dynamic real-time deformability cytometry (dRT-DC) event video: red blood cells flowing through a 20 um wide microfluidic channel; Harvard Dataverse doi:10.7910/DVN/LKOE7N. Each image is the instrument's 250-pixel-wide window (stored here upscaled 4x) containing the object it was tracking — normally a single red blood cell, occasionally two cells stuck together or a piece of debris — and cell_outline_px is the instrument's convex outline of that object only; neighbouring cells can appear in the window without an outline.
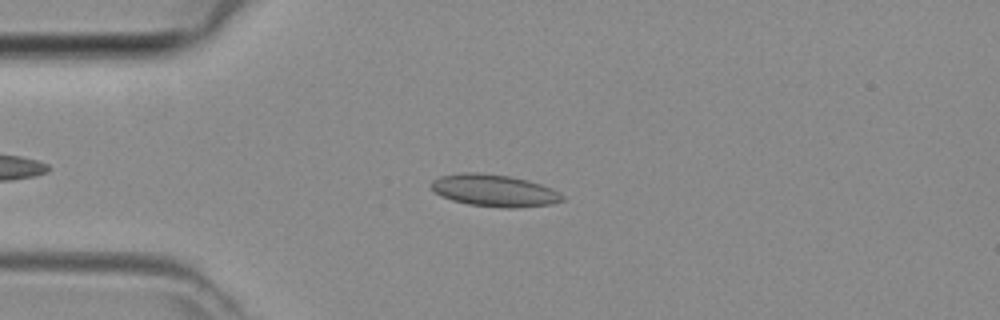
{"species": "common noctule bat (a hibernating species)", "species_latin": "Nyctalus noctula", "temperature_condition": "room temperature", "stored_images_in_passage": 34, "camera_frame_rate_fps": 3000, "um_per_image_px": 0.085, "animal": {"sex": "female", "body_mass_g": 29.2, "forearm_length_mm": 56.3}, "frame": {"image": 1, "passage_image": 3, "time_ms": 0.667, "image_size_px": [1000, 320], "cell_outline_px": [[564, 200], [552, 204], [516, 208], [504, 208], [468, 204], [452, 200], [440, 196], [428, 184], [432, 180], [440, 176], [464, 172], [480, 172], [508, 176], [528, 180], [552, 188], [560, 192], [564, 196]], "centroid_in_image_um": [42.01, 16.19], "position_along_channel_um": 43.0, "area_um2": 24.68}}
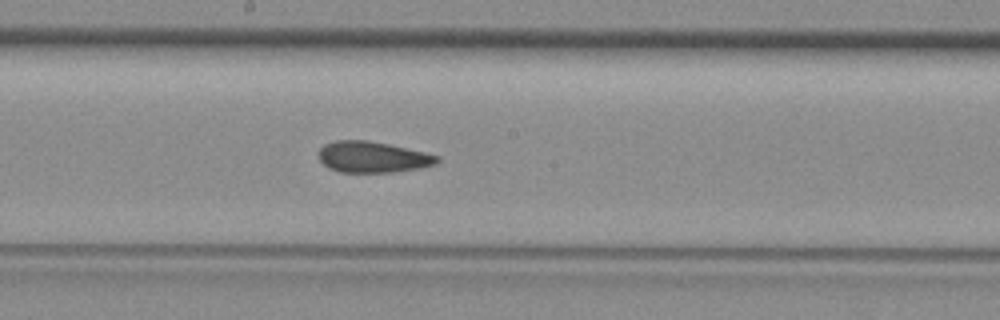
{"frame": {"image": 2, "passage_image": 16, "time_ms": 5.0, "image_size_px": [1000, 320], "cell_outline_px": [[440, 160], [436, 164], [420, 168], [392, 172], [340, 172], [328, 168], [320, 160], [320, 148], [324, 144], [336, 140], [364, 140], [388, 144], [424, 152], [440, 156]], "centroid_in_image_um": [31.68, 13.35], "position_along_channel_um": 216.5, "area_um2": 21.33}}
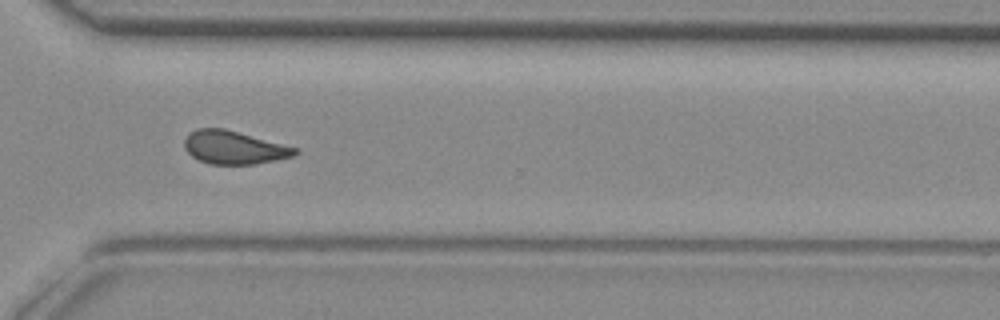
{"frame": {"image": 3, "passage_image": 25, "time_ms": 8.0, "image_size_px": [1000, 320], "cell_outline_px": [[300, 152], [296, 156], [276, 160], [252, 164], [208, 164], [192, 156], [184, 148], [184, 140], [188, 132], [196, 128], [224, 128], [300, 148]], "centroid_in_image_um": [19.92, 12.53], "position_along_channel_um": 350.7, "area_um2": 21.68}}